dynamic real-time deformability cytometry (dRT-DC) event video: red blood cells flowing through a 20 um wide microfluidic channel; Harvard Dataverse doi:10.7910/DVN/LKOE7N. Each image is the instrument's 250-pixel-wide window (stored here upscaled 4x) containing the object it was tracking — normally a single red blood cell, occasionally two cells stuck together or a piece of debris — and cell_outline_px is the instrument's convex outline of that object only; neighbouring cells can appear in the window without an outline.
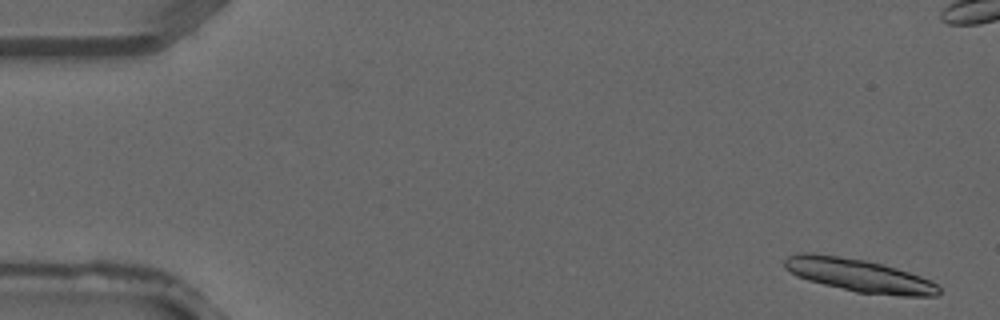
{"species": "common noctule bat (a hibernating species)", "species_latin": "Nyctalus noctula", "temperature_condition": "warm", "stored_images_in_passage": 6, "camera_frame_rate_fps": 3000, "um_per_image_px": 0.085, "animal": {"sex": "male", "forearm_length_mm": 52.5}, "frame": {"image": 1, "passage_image": 1, "time_ms": 0.0, "image_size_px": [1000, 320], "cell_outline_px": [[940, 292], [936, 296], [900, 296], [856, 292], [808, 280], [796, 276], [784, 268], [784, 260], [788, 256], [800, 252], [812, 252], [864, 260], [896, 268], [932, 280], [940, 284]], "centroid_in_image_um": [73.02, 23.41], "position_along_channel_um": 12.0, "area_um2": 29.71}}